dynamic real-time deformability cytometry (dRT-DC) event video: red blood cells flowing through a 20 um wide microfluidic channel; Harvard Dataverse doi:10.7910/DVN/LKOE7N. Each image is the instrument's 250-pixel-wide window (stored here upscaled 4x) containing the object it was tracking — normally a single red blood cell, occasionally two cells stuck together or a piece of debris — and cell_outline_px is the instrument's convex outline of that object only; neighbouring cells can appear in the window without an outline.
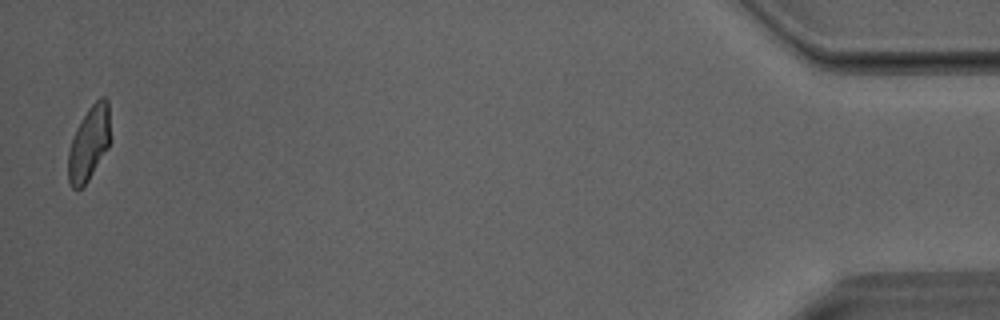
{"species": "Egyptian fruit bat (a non-hibernating species)", "species_latin": "Rousettus aegyptiacus", "temperature_condition": "room temperature", "stored_images_in_passage": 29, "camera_frame_rate_fps": 3000, "um_per_image_px": 0.085, "animal": {"sex": "male"}, "frame": {"image": 1, "passage_image": 29, "time_ms": 9.333, "image_size_px": [1000, 320], "cell_outline_px": [[108, 148], [88, 180], [76, 192], [72, 188], [68, 180], [68, 152], [76, 128], [88, 108], [100, 96], [104, 96], [108, 100]], "centroid_in_image_um": [7.53, 12.2], "position_along_channel_um": 427.7, "area_um2": 17.86}}